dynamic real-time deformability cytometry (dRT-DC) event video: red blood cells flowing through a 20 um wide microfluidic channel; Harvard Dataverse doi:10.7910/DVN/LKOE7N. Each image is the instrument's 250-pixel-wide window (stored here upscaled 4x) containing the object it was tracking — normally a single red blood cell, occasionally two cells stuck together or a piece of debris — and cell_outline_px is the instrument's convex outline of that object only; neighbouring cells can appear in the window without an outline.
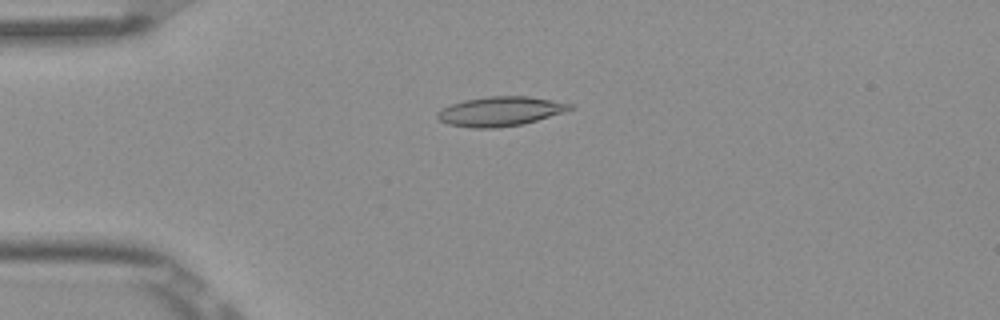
{"species": "Egyptian fruit bat (a non-hibernating species)", "species_latin": "Rousettus aegyptiacus", "temperature_condition": "room temperature", "stored_images_in_passage": 5, "camera_frame_rate_fps": 3000, "um_per_image_px": 0.085, "frame": {"image": 1, "passage_image": 4, "time_ms": 1.0, "image_size_px": [1000, 320], "cell_outline_px": [[576, 108], [564, 112], [524, 124], [496, 128], [472, 128], [448, 124], [440, 120], [436, 116], [436, 112], [440, 108], [464, 100], [488, 96], [528, 96], [576, 104]], "centroid_in_image_um": [42.55, 9.46], "position_along_channel_um": 42.4, "area_um2": 23.0}}